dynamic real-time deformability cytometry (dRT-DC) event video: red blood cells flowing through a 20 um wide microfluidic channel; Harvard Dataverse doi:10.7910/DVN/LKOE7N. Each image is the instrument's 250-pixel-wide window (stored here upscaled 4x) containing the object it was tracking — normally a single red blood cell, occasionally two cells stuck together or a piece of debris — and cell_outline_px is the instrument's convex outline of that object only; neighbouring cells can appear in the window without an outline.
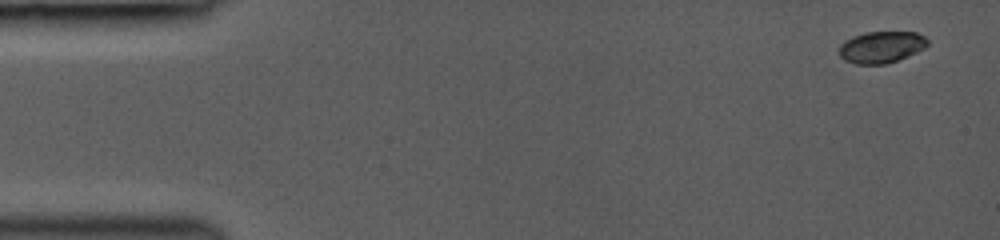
{"species": "common noctule bat (a hibernating species)", "species_latin": "Nyctalus noctula", "temperature_condition": "room temperature", "stored_images_in_passage": 7, "camera_frame_rate_fps": 3000, "um_per_image_px": 0.085, "animal": {"sex": "female", "body_mass_g": 19.0, "forearm_length_mm": 53.3}, "frame": {"image": 1, "passage_image": 1, "time_ms": 0.0, "image_size_px": [1000, 240], "cell_outline_px": [[928, 44], [924, 48], [916, 52], [896, 60], [884, 64], [856, 64], [844, 60], [840, 56], [840, 44], [844, 40], [852, 36], [864, 32], [916, 32], [924, 36], [928, 40]], "centroid_in_image_um": [74.89, 3.99], "position_along_channel_um": 10.1, "area_um2": 16.24}}
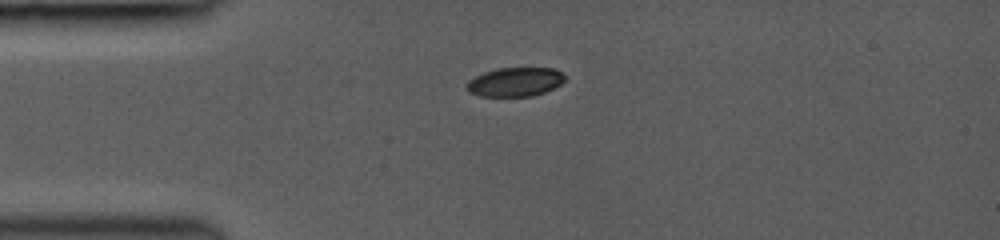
{"frame": {"image": 2, "passage_image": 5, "time_ms": 3.333, "image_size_px": [1000, 240], "cell_outline_px": [[564, 80], [560, 84], [544, 92], [532, 96], [480, 96], [468, 92], [464, 88], [464, 84], [468, 80], [484, 72], [496, 68], [552, 68], [560, 72], [564, 76]], "centroid_in_image_um": [43.7, 6.97], "position_along_channel_um": 41.3, "area_um2": 16.59}}
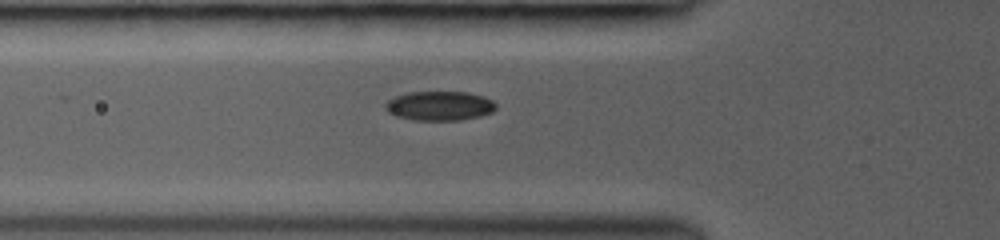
{"frame": {"image": 3, "passage_image": 7, "time_ms": 5.0, "image_size_px": [1000, 240], "cell_outline_px": [[496, 108], [492, 112], [480, 116], [460, 120], [412, 120], [396, 116], [388, 112], [384, 108], [384, 104], [388, 100], [396, 96], [408, 92], [468, 92], [484, 96], [492, 100], [496, 104]], "centroid_in_image_um": [37.35, 9.0], "position_along_channel_um": 88.4, "area_um2": 19.02}}